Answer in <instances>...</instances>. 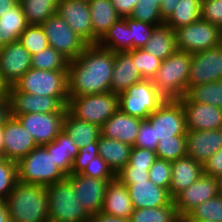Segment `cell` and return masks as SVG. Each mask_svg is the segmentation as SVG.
Instances as JSON below:
<instances>
[{"mask_svg":"<svg viewBox=\"0 0 222 222\" xmlns=\"http://www.w3.org/2000/svg\"><path fill=\"white\" fill-rule=\"evenodd\" d=\"M66 179L73 185L78 201L89 216L101 212L106 187L112 179L90 178L82 174H70Z\"/></svg>","mask_w":222,"mask_h":222,"instance_id":"obj_14","label":"cell"},{"mask_svg":"<svg viewBox=\"0 0 222 222\" xmlns=\"http://www.w3.org/2000/svg\"><path fill=\"white\" fill-rule=\"evenodd\" d=\"M119 109V95L105 92L83 96H69L67 111L75 118L99 127Z\"/></svg>","mask_w":222,"mask_h":222,"instance_id":"obj_5","label":"cell"},{"mask_svg":"<svg viewBox=\"0 0 222 222\" xmlns=\"http://www.w3.org/2000/svg\"><path fill=\"white\" fill-rule=\"evenodd\" d=\"M68 64L69 60L52 46H48L31 56V68L34 69L67 71Z\"/></svg>","mask_w":222,"mask_h":222,"instance_id":"obj_38","label":"cell"},{"mask_svg":"<svg viewBox=\"0 0 222 222\" xmlns=\"http://www.w3.org/2000/svg\"><path fill=\"white\" fill-rule=\"evenodd\" d=\"M49 202L48 222H89L90 216L84 211L67 180L45 186Z\"/></svg>","mask_w":222,"mask_h":222,"instance_id":"obj_6","label":"cell"},{"mask_svg":"<svg viewBox=\"0 0 222 222\" xmlns=\"http://www.w3.org/2000/svg\"><path fill=\"white\" fill-rule=\"evenodd\" d=\"M191 53L176 51L162 61L160 68L151 79L156 89L167 100H178L188 91Z\"/></svg>","mask_w":222,"mask_h":222,"instance_id":"obj_3","label":"cell"},{"mask_svg":"<svg viewBox=\"0 0 222 222\" xmlns=\"http://www.w3.org/2000/svg\"><path fill=\"white\" fill-rule=\"evenodd\" d=\"M171 167L172 180L169 193L172 198L191 186L203 174V164L188 155L171 161Z\"/></svg>","mask_w":222,"mask_h":222,"instance_id":"obj_26","label":"cell"},{"mask_svg":"<svg viewBox=\"0 0 222 222\" xmlns=\"http://www.w3.org/2000/svg\"><path fill=\"white\" fill-rule=\"evenodd\" d=\"M17 182V162L4 158L0 162V200L5 201Z\"/></svg>","mask_w":222,"mask_h":222,"instance_id":"obj_43","label":"cell"},{"mask_svg":"<svg viewBox=\"0 0 222 222\" xmlns=\"http://www.w3.org/2000/svg\"><path fill=\"white\" fill-rule=\"evenodd\" d=\"M148 171L149 169L124 167L116 176L123 184H133L135 181L149 180Z\"/></svg>","mask_w":222,"mask_h":222,"instance_id":"obj_52","label":"cell"},{"mask_svg":"<svg viewBox=\"0 0 222 222\" xmlns=\"http://www.w3.org/2000/svg\"><path fill=\"white\" fill-rule=\"evenodd\" d=\"M89 222H130V221L100 212L96 215L90 216Z\"/></svg>","mask_w":222,"mask_h":222,"instance_id":"obj_57","label":"cell"},{"mask_svg":"<svg viewBox=\"0 0 222 222\" xmlns=\"http://www.w3.org/2000/svg\"><path fill=\"white\" fill-rule=\"evenodd\" d=\"M149 180L155 185L170 189L172 180V167L171 161L157 158L153 165L150 167Z\"/></svg>","mask_w":222,"mask_h":222,"instance_id":"obj_45","label":"cell"},{"mask_svg":"<svg viewBox=\"0 0 222 222\" xmlns=\"http://www.w3.org/2000/svg\"><path fill=\"white\" fill-rule=\"evenodd\" d=\"M163 0H140L139 2L148 3V4H162Z\"/></svg>","mask_w":222,"mask_h":222,"instance_id":"obj_62","label":"cell"},{"mask_svg":"<svg viewBox=\"0 0 222 222\" xmlns=\"http://www.w3.org/2000/svg\"><path fill=\"white\" fill-rule=\"evenodd\" d=\"M166 100L151 79H143L119 94V109L130 116L146 120Z\"/></svg>","mask_w":222,"mask_h":222,"instance_id":"obj_8","label":"cell"},{"mask_svg":"<svg viewBox=\"0 0 222 222\" xmlns=\"http://www.w3.org/2000/svg\"><path fill=\"white\" fill-rule=\"evenodd\" d=\"M158 141H155L154 126L146 119L139 126L136 143L133 147L145 148L156 151Z\"/></svg>","mask_w":222,"mask_h":222,"instance_id":"obj_51","label":"cell"},{"mask_svg":"<svg viewBox=\"0 0 222 222\" xmlns=\"http://www.w3.org/2000/svg\"><path fill=\"white\" fill-rule=\"evenodd\" d=\"M186 96L194 102L211 104L222 109V80L191 86Z\"/></svg>","mask_w":222,"mask_h":222,"instance_id":"obj_37","label":"cell"},{"mask_svg":"<svg viewBox=\"0 0 222 222\" xmlns=\"http://www.w3.org/2000/svg\"><path fill=\"white\" fill-rule=\"evenodd\" d=\"M4 131L3 126H0V152L3 154V146H4V137H3Z\"/></svg>","mask_w":222,"mask_h":222,"instance_id":"obj_61","label":"cell"},{"mask_svg":"<svg viewBox=\"0 0 222 222\" xmlns=\"http://www.w3.org/2000/svg\"><path fill=\"white\" fill-rule=\"evenodd\" d=\"M3 157L18 162L36 146L31 134L23 127L18 118L9 116L3 124Z\"/></svg>","mask_w":222,"mask_h":222,"instance_id":"obj_18","label":"cell"},{"mask_svg":"<svg viewBox=\"0 0 222 222\" xmlns=\"http://www.w3.org/2000/svg\"><path fill=\"white\" fill-rule=\"evenodd\" d=\"M97 45L114 53L132 50L130 28L125 21V17L115 21L97 42Z\"/></svg>","mask_w":222,"mask_h":222,"instance_id":"obj_33","label":"cell"},{"mask_svg":"<svg viewBox=\"0 0 222 222\" xmlns=\"http://www.w3.org/2000/svg\"><path fill=\"white\" fill-rule=\"evenodd\" d=\"M201 19L222 29V0H201Z\"/></svg>","mask_w":222,"mask_h":222,"instance_id":"obj_48","label":"cell"},{"mask_svg":"<svg viewBox=\"0 0 222 222\" xmlns=\"http://www.w3.org/2000/svg\"><path fill=\"white\" fill-rule=\"evenodd\" d=\"M142 49L164 61L177 51L175 30L166 23L155 26Z\"/></svg>","mask_w":222,"mask_h":222,"instance_id":"obj_29","label":"cell"},{"mask_svg":"<svg viewBox=\"0 0 222 222\" xmlns=\"http://www.w3.org/2000/svg\"><path fill=\"white\" fill-rule=\"evenodd\" d=\"M180 219L222 222V195L218 194L216 197L203 202Z\"/></svg>","mask_w":222,"mask_h":222,"instance_id":"obj_40","label":"cell"},{"mask_svg":"<svg viewBox=\"0 0 222 222\" xmlns=\"http://www.w3.org/2000/svg\"><path fill=\"white\" fill-rule=\"evenodd\" d=\"M187 136L174 135L171 138L160 139L156 148L159 159L174 161L187 156Z\"/></svg>","mask_w":222,"mask_h":222,"instance_id":"obj_39","label":"cell"},{"mask_svg":"<svg viewBox=\"0 0 222 222\" xmlns=\"http://www.w3.org/2000/svg\"><path fill=\"white\" fill-rule=\"evenodd\" d=\"M4 159L3 154L0 152V162Z\"/></svg>","mask_w":222,"mask_h":222,"instance_id":"obj_65","label":"cell"},{"mask_svg":"<svg viewBox=\"0 0 222 222\" xmlns=\"http://www.w3.org/2000/svg\"><path fill=\"white\" fill-rule=\"evenodd\" d=\"M63 130L79 148L86 147L89 143H98L101 135V127L79 120L68 111L64 116Z\"/></svg>","mask_w":222,"mask_h":222,"instance_id":"obj_31","label":"cell"},{"mask_svg":"<svg viewBox=\"0 0 222 222\" xmlns=\"http://www.w3.org/2000/svg\"><path fill=\"white\" fill-rule=\"evenodd\" d=\"M187 155L200 163H205L222 148V129L187 130Z\"/></svg>","mask_w":222,"mask_h":222,"instance_id":"obj_22","label":"cell"},{"mask_svg":"<svg viewBox=\"0 0 222 222\" xmlns=\"http://www.w3.org/2000/svg\"><path fill=\"white\" fill-rule=\"evenodd\" d=\"M18 41L25 47L31 56L49 46L48 38L41 25H28L19 36Z\"/></svg>","mask_w":222,"mask_h":222,"instance_id":"obj_41","label":"cell"},{"mask_svg":"<svg viewBox=\"0 0 222 222\" xmlns=\"http://www.w3.org/2000/svg\"><path fill=\"white\" fill-rule=\"evenodd\" d=\"M66 112L28 113L17 118L31 134L37 145L52 142L63 130V120Z\"/></svg>","mask_w":222,"mask_h":222,"instance_id":"obj_15","label":"cell"},{"mask_svg":"<svg viewBox=\"0 0 222 222\" xmlns=\"http://www.w3.org/2000/svg\"><path fill=\"white\" fill-rule=\"evenodd\" d=\"M181 0H163L160 5V15L161 18L165 21L174 11L177 3Z\"/></svg>","mask_w":222,"mask_h":222,"instance_id":"obj_55","label":"cell"},{"mask_svg":"<svg viewBox=\"0 0 222 222\" xmlns=\"http://www.w3.org/2000/svg\"><path fill=\"white\" fill-rule=\"evenodd\" d=\"M129 17L134 20L152 24L153 26H157L164 23V20L161 18L160 15L159 4H148L138 2Z\"/></svg>","mask_w":222,"mask_h":222,"instance_id":"obj_46","label":"cell"},{"mask_svg":"<svg viewBox=\"0 0 222 222\" xmlns=\"http://www.w3.org/2000/svg\"><path fill=\"white\" fill-rule=\"evenodd\" d=\"M10 116V101L8 96H0V126Z\"/></svg>","mask_w":222,"mask_h":222,"instance_id":"obj_56","label":"cell"},{"mask_svg":"<svg viewBox=\"0 0 222 222\" xmlns=\"http://www.w3.org/2000/svg\"><path fill=\"white\" fill-rule=\"evenodd\" d=\"M19 0H0V16L14 6Z\"/></svg>","mask_w":222,"mask_h":222,"instance_id":"obj_59","label":"cell"},{"mask_svg":"<svg viewBox=\"0 0 222 222\" xmlns=\"http://www.w3.org/2000/svg\"><path fill=\"white\" fill-rule=\"evenodd\" d=\"M130 222H180L174 202L168 206L134 209Z\"/></svg>","mask_w":222,"mask_h":222,"instance_id":"obj_36","label":"cell"},{"mask_svg":"<svg viewBox=\"0 0 222 222\" xmlns=\"http://www.w3.org/2000/svg\"><path fill=\"white\" fill-rule=\"evenodd\" d=\"M98 155V143H89L88 146L79 148L70 174H81L87 167L88 162Z\"/></svg>","mask_w":222,"mask_h":222,"instance_id":"obj_50","label":"cell"},{"mask_svg":"<svg viewBox=\"0 0 222 222\" xmlns=\"http://www.w3.org/2000/svg\"><path fill=\"white\" fill-rule=\"evenodd\" d=\"M0 222H11L6 202L4 200H0Z\"/></svg>","mask_w":222,"mask_h":222,"instance_id":"obj_58","label":"cell"},{"mask_svg":"<svg viewBox=\"0 0 222 222\" xmlns=\"http://www.w3.org/2000/svg\"><path fill=\"white\" fill-rule=\"evenodd\" d=\"M142 120L118 109L101 127V135L134 146Z\"/></svg>","mask_w":222,"mask_h":222,"instance_id":"obj_24","label":"cell"},{"mask_svg":"<svg viewBox=\"0 0 222 222\" xmlns=\"http://www.w3.org/2000/svg\"><path fill=\"white\" fill-rule=\"evenodd\" d=\"M18 181L26 184L50 185L66 179L45 146L37 145L17 162Z\"/></svg>","mask_w":222,"mask_h":222,"instance_id":"obj_4","label":"cell"},{"mask_svg":"<svg viewBox=\"0 0 222 222\" xmlns=\"http://www.w3.org/2000/svg\"><path fill=\"white\" fill-rule=\"evenodd\" d=\"M44 146L58 163V168L66 176L70 175L79 147L73 143L67 133L62 130L52 142Z\"/></svg>","mask_w":222,"mask_h":222,"instance_id":"obj_32","label":"cell"},{"mask_svg":"<svg viewBox=\"0 0 222 222\" xmlns=\"http://www.w3.org/2000/svg\"><path fill=\"white\" fill-rule=\"evenodd\" d=\"M140 0H111L114 9L122 18L129 17Z\"/></svg>","mask_w":222,"mask_h":222,"instance_id":"obj_54","label":"cell"},{"mask_svg":"<svg viewBox=\"0 0 222 222\" xmlns=\"http://www.w3.org/2000/svg\"><path fill=\"white\" fill-rule=\"evenodd\" d=\"M178 101L185 113L187 130L222 129V109L219 107L191 101L186 95Z\"/></svg>","mask_w":222,"mask_h":222,"instance_id":"obj_20","label":"cell"},{"mask_svg":"<svg viewBox=\"0 0 222 222\" xmlns=\"http://www.w3.org/2000/svg\"><path fill=\"white\" fill-rule=\"evenodd\" d=\"M157 159L156 152L145 149L133 147L130 154V159L125 167H135L140 169H150Z\"/></svg>","mask_w":222,"mask_h":222,"instance_id":"obj_49","label":"cell"},{"mask_svg":"<svg viewBox=\"0 0 222 222\" xmlns=\"http://www.w3.org/2000/svg\"><path fill=\"white\" fill-rule=\"evenodd\" d=\"M57 14L88 45L93 44V29L88 0H59Z\"/></svg>","mask_w":222,"mask_h":222,"instance_id":"obj_19","label":"cell"},{"mask_svg":"<svg viewBox=\"0 0 222 222\" xmlns=\"http://www.w3.org/2000/svg\"><path fill=\"white\" fill-rule=\"evenodd\" d=\"M133 58L143 79H152L161 66L162 60L142 48L127 51Z\"/></svg>","mask_w":222,"mask_h":222,"instance_id":"obj_42","label":"cell"},{"mask_svg":"<svg viewBox=\"0 0 222 222\" xmlns=\"http://www.w3.org/2000/svg\"><path fill=\"white\" fill-rule=\"evenodd\" d=\"M133 146L119 140H114L100 135L98 140V153L111 170L117 174L129 162Z\"/></svg>","mask_w":222,"mask_h":222,"instance_id":"obj_27","label":"cell"},{"mask_svg":"<svg viewBox=\"0 0 222 222\" xmlns=\"http://www.w3.org/2000/svg\"><path fill=\"white\" fill-rule=\"evenodd\" d=\"M125 21L130 28L132 38V49L142 48L146 45L151 37L153 28L152 24L134 20L131 17H125Z\"/></svg>","mask_w":222,"mask_h":222,"instance_id":"obj_44","label":"cell"},{"mask_svg":"<svg viewBox=\"0 0 222 222\" xmlns=\"http://www.w3.org/2000/svg\"><path fill=\"white\" fill-rule=\"evenodd\" d=\"M133 210L128 188L116 176L108 182L101 212L129 220Z\"/></svg>","mask_w":222,"mask_h":222,"instance_id":"obj_23","label":"cell"},{"mask_svg":"<svg viewBox=\"0 0 222 222\" xmlns=\"http://www.w3.org/2000/svg\"><path fill=\"white\" fill-rule=\"evenodd\" d=\"M93 29V44L104 36L112 24L121 18L111 0H88Z\"/></svg>","mask_w":222,"mask_h":222,"instance_id":"obj_28","label":"cell"},{"mask_svg":"<svg viewBox=\"0 0 222 222\" xmlns=\"http://www.w3.org/2000/svg\"><path fill=\"white\" fill-rule=\"evenodd\" d=\"M201 19V0H181L172 14L164 21L173 30Z\"/></svg>","mask_w":222,"mask_h":222,"instance_id":"obj_34","label":"cell"},{"mask_svg":"<svg viewBox=\"0 0 222 222\" xmlns=\"http://www.w3.org/2000/svg\"><path fill=\"white\" fill-rule=\"evenodd\" d=\"M114 68V52L87 45L83 52L68 64L69 96H83L110 91Z\"/></svg>","mask_w":222,"mask_h":222,"instance_id":"obj_1","label":"cell"},{"mask_svg":"<svg viewBox=\"0 0 222 222\" xmlns=\"http://www.w3.org/2000/svg\"><path fill=\"white\" fill-rule=\"evenodd\" d=\"M177 51L196 53L222 43V29L200 19L175 30Z\"/></svg>","mask_w":222,"mask_h":222,"instance_id":"obj_9","label":"cell"},{"mask_svg":"<svg viewBox=\"0 0 222 222\" xmlns=\"http://www.w3.org/2000/svg\"><path fill=\"white\" fill-rule=\"evenodd\" d=\"M203 174L216 178L222 175V148L203 163Z\"/></svg>","mask_w":222,"mask_h":222,"instance_id":"obj_53","label":"cell"},{"mask_svg":"<svg viewBox=\"0 0 222 222\" xmlns=\"http://www.w3.org/2000/svg\"><path fill=\"white\" fill-rule=\"evenodd\" d=\"M28 25H42L57 14L59 0H19Z\"/></svg>","mask_w":222,"mask_h":222,"instance_id":"obj_35","label":"cell"},{"mask_svg":"<svg viewBox=\"0 0 222 222\" xmlns=\"http://www.w3.org/2000/svg\"><path fill=\"white\" fill-rule=\"evenodd\" d=\"M10 115L18 117L28 113L67 112L69 96H39L25 92H7Z\"/></svg>","mask_w":222,"mask_h":222,"instance_id":"obj_12","label":"cell"},{"mask_svg":"<svg viewBox=\"0 0 222 222\" xmlns=\"http://www.w3.org/2000/svg\"><path fill=\"white\" fill-rule=\"evenodd\" d=\"M27 27L23 8L18 1L0 16V47L18 41L19 36Z\"/></svg>","mask_w":222,"mask_h":222,"instance_id":"obj_30","label":"cell"},{"mask_svg":"<svg viewBox=\"0 0 222 222\" xmlns=\"http://www.w3.org/2000/svg\"><path fill=\"white\" fill-rule=\"evenodd\" d=\"M41 26L49 46L69 61L76 59L88 45L58 14L49 17Z\"/></svg>","mask_w":222,"mask_h":222,"instance_id":"obj_10","label":"cell"},{"mask_svg":"<svg viewBox=\"0 0 222 222\" xmlns=\"http://www.w3.org/2000/svg\"><path fill=\"white\" fill-rule=\"evenodd\" d=\"M31 68V54L19 42L0 47V79L13 86Z\"/></svg>","mask_w":222,"mask_h":222,"instance_id":"obj_17","label":"cell"},{"mask_svg":"<svg viewBox=\"0 0 222 222\" xmlns=\"http://www.w3.org/2000/svg\"><path fill=\"white\" fill-rule=\"evenodd\" d=\"M222 80V43L191 54L188 89L193 85Z\"/></svg>","mask_w":222,"mask_h":222,"instance_id":"obj_13","label":"cell"},{"mask_svg":"<svg viewBox=\"0 0 222 222\" xmlns=\"http://www.w3.org/2000/svg\"><path fill=\"white\" fill-rule=\"evenodd\" d=\"M127 186L133 209L168 206L173 198L169 190L155 185L152 181H135Z\"/></svg>","mask_w":222,"mask_h":222,"instance_id":"obj_21","label":"cell"},{"mask_svg":"<svg viewBox=\"0 0 222 222\" xmlns=\"http://www.w3.org/2000/svg\"><path fill=\"white\" fill-rule=\"evenodd\" d=\"M141 80H143V78L137 67L134 65L131 55L127 51L115 52L110 92L119 95Z\"/></svg>","mask_w":222,"mask_h":222,"instance_id":"obj_25","label":"cell"},{"mask_svg":"<svg viewBox=\"0 0 222 222\" xmlns=\"http://www.w3.org/2000/svg\"><path fill=\"white\" fill-rule=\"evenodd\" d=\"M217 179H218V186H219V194L222 195V175Z\"/></svg>","mask_w":222,"mask_h":222,"instance_id":"obj_64","label":"cell"},{"mask_svg":"<svg viewBox=\"0 0 222 222\" xmlns=\"http://www.w3.org/2000/svg\"><path fill=\"white\" fill-rule=\"evenodd\" d=\"M218 194V179L202 174L191 186L179 192L173 198V202L178 216L181 218Z\"/></svg>","mask_w":222,"mask_h":222,"instance_id":"obj_16","label":"cell"},{"mask_svg":"<svg viewBox=\"0 0 222 222\" xmlns=\"http://www.w3.org/2000/svg\"><path fill=\"white\" fill-rule=\"evenodd\" d=\"M7 92H25L39 96H69L68 71L30 68Z\"/></svg>","mask_w":222,"mask_h":222,"instance_id":"obj_7","label":"cell"},{"mask_svg":"<svg viewBox=\"0 0 222 222\" xmlns=\"http://www.w3.org/2000/svg\"><path fill=\"white\" fill-rule=\"evenodd\" d=\"M81 174L97 179H114L116 177V174L99 155L88 162L87 167Z\"/></svg>","mask_w":222,"mask_h":222,"instance_id":"obj_47","label":"cell"},{"mask_svg":"<svg viewBox=\"0 0 222 222\" xmlns=\"http://www.w3.org/2000/svg\"><path fill=\"white\" fill-rule=\"evenodd\" d=\"M5 202L11 222H48L49 202L44 185L18 181Z\"/></svg>","mask_w":222,"mask_h":222,"instance_id":"obj_2","label":"cell"},{"mask_svg":"<svg viewBox=\"0 0 222 222\" xmlns=\"http://www.w3.org/2000/svg\"><path fill=\"white\" fill-rule=\"evenodd\" d=\"M180 222H211L206 220L180 219Z\"/></svg>","mask_w":222,"mask_h":222,"instance_id":"obj_63","label":"cell"},{"mask_svg":"<svg viewBox=\"0 0 222 222\" xmlns=\"http://www.w3.org/2000/svg\"><path fill=\"white\" fill-rule=\"evenodd\" d=\"M0 96H8L7 94V86L0 79Z\"/></svg>","mask_w":222,"mask_h":222,"instance_id":"obj_60","label":"cell"},{"mask_svg":"<svg viewBox=\"0 0 222 222\" xmlns=\"http://www.w3.org/2000/svg\"><path fill=\"white\" fill-rule=\"evenodd\" d=\"M147 120L154 126L155 141L186 135L185 113L178 100H166Z\"/></svg>","mask_w":222,"mask_h":222,"instance_id":"obj_11","label":"cell"}]
</instances>
